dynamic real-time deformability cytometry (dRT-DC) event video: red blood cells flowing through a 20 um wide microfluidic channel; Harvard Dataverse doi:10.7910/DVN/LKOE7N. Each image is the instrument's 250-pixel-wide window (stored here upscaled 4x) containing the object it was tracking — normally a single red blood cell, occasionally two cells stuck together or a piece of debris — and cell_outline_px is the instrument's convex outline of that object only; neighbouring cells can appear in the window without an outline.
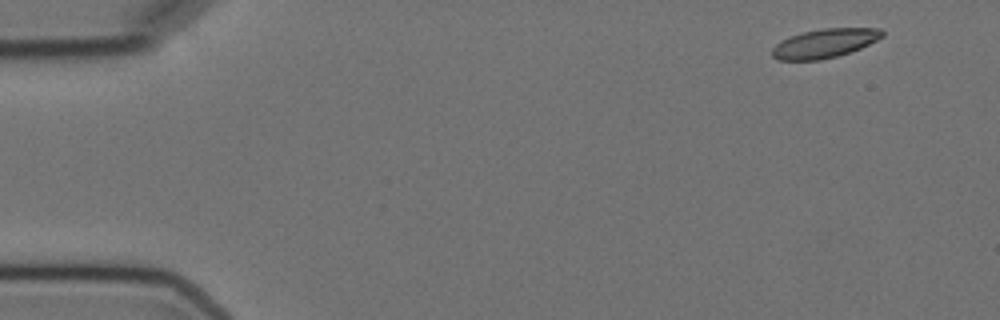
{"species": "Egyptian fruit bat (a non-hibernating species)", "species_latin": "Rousettus aegyptiacus", "temperature_condition": "cold", "stored_images_in_passage": 5, "camera_frame_rate_fps": 3000, "um_per_image_px": 0.085, "animal": {"sex": "female"}, "frame": {"image": 1, "passage_image": 1, "time_ms": 0.0, "image_size_px": [1000, 320], "cell_outline_px": [[884, 36], [860, 48], [836, 56], [820, 60], [780, 60], [772, 56], [772, 48], [780, 40], [804, 32], [824, 28], [880, 28], [884, 32]], "centroid_in_image_um": [70.09, 3.68], "position_along_channel_um": 14.9, "area_um2": 18.38}}